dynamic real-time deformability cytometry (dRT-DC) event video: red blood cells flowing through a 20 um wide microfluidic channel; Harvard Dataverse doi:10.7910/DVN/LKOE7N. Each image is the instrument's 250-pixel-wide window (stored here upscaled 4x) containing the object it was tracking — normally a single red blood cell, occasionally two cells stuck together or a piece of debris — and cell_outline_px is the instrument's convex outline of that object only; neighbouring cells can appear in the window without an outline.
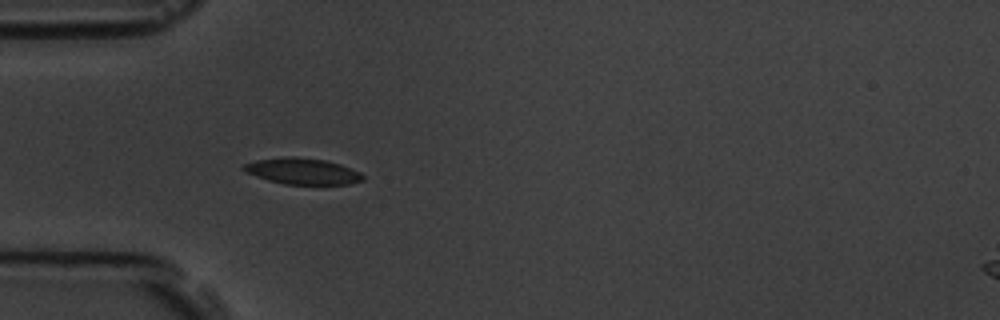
{"species": "common noctule bat (a hibernating species)", "species_latin": "Nyctalus noctula", "temperature_condition": "room temperature", "stored_images_in_passage": 4, "camera_frame_rate_fps": 3000, "um_per_image_px": 0.085, "animal": {"sex": "male", "body_mass_g": 19.5, "forearm_length_mm": 54.6}, "frame": {"image": 1, "passage_image": 4, "time_ms": 3.667, "image_size_px": [1000, 320], "cell_outline_px": [[364, 180], [348, 184], [284, 184], [268, 180], [256, 176], [240, 168], [244, 164], [256, 160], [284, 156], [296, 156], [324, 160], [340, 164], [360, 172], [364, 176]], "centroid_in_image_um": [25.71, 14.54], "position_along_channel_um": 59.3, "area_um2": 18.15}}